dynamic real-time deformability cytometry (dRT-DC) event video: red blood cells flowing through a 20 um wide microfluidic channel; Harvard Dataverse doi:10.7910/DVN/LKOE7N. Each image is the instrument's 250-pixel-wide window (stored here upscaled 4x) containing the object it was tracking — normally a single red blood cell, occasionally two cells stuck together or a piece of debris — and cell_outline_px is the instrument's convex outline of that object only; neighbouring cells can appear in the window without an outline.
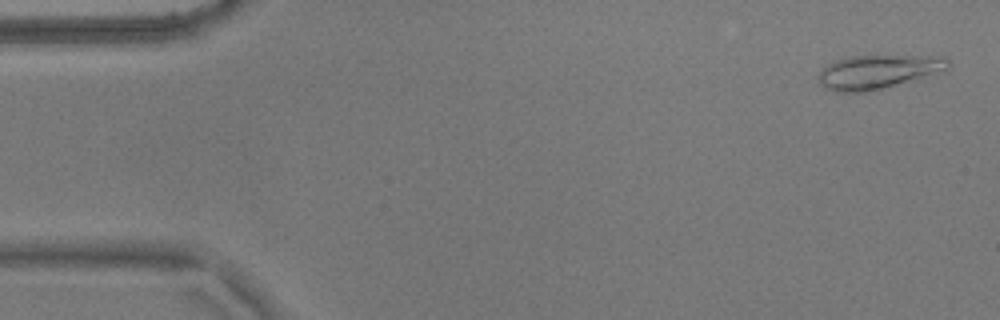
{"species": "common noctule bat (a hibernating species)", "species_latin": "Nyctalus noctula", "temperature_condition": "warm", "stored_images_in_passage": 55, "camera_frame_rate_fps": 3000, "um_per_image_px": 0.085, "animal": {"sex": "male", "body_mass_g": 17.9}, "frame": {"image": 1, "passage_image": 2, "time_ms": 0.333, "image_size_px": [1000, 320], "cell_outline_px": [[952, 64], [948, 68], [884, 88], [868, 92], [836, 92], [820, 84], [816, 76], [828, 64], [836, 60], [852, 56], [948, 56]], "centroid_in_image_um": [74.61, 6.09], "position_along_channel_um": 10.4, "area_um2": 25.2}}
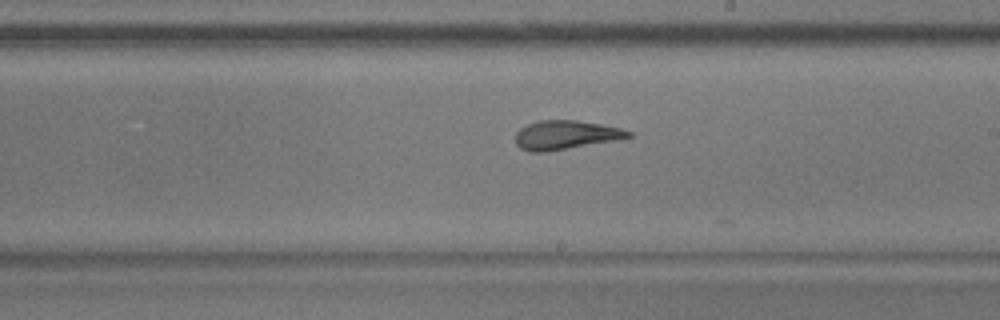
{"frame": {"image": 2, "passage_image": 31, "time_ms": 10.0, "image_size_px": [1000, 320], "cell_outline_px": [[632, 136], [616, 140], [548, 152], [528, 152], [520, 148], [516, 144], [516, 132], [520, 128], [528, 124], [540, 120], [576, 120], [600, 124], [620, 128], [632, 132]], "centroid_in_image_um": [48.05, 11.48], "position_along_channel_um": 240.9, "area_um2": 19.07}}
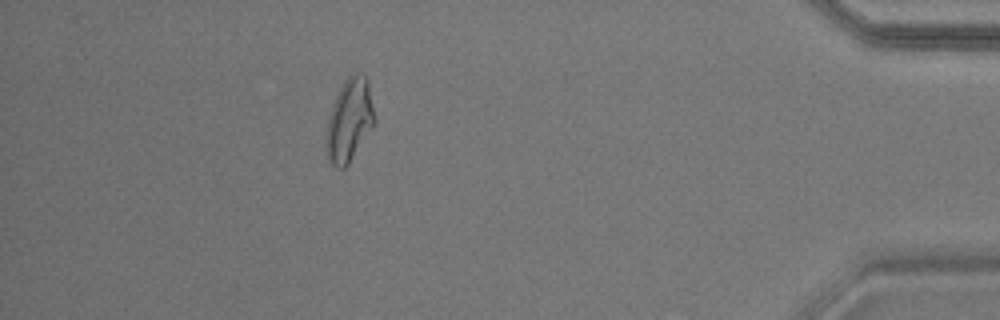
{"frame": {"image": 3, "passage_image": 49, "time_ms": 16.0, "image_size_px": [1000, 320], "cell_outline_px": [[376, 120], [372, 128], [348, 164], [344, 168], [336, 168], [328, 160], [324, 144], [324, 136], [328, 116], [332, 104], [344, 80], [352, 72], [356, 72], [364, 76], [368, 80], [376, 116]], "centroid_in_image_um": [29.68, 10.22], "position_along_channel_um": 405.5, "area_um2": 23.81}, "authors_computed_cell_mechanics": {"area_um2": 20.9236, "velocity_mm_per_s": 3.6037, "shape_relaxation_time_tau1_ms": null, "shape_relaxation_time_tau2_ms": 2.1133, "deformation_change_tau1": null, "deformation_change_tau2": 0.0843}}